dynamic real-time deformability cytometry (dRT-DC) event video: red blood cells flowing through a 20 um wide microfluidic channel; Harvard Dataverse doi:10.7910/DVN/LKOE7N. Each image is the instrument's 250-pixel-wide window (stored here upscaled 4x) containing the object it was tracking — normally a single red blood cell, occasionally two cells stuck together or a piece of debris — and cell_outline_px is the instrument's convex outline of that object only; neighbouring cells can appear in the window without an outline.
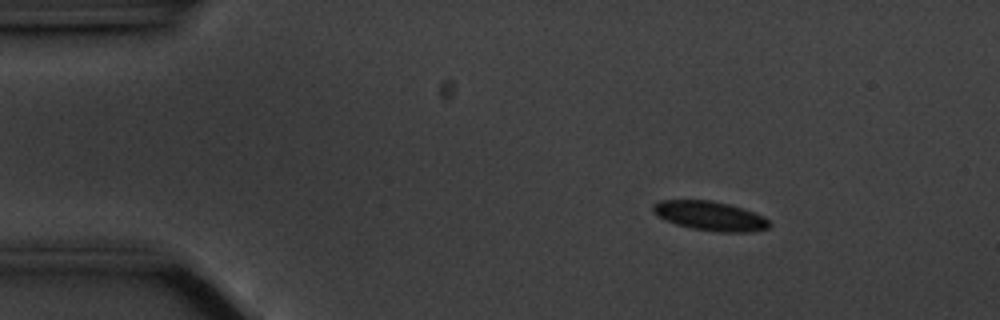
{"species": "common noctule bat (a hibernating species)", "species_latin": "Nyctalus noctula", "temperature_condition": "cold", "stored_images_in_passage": 50, "camera_frame_rate_fps": 3000, "um_per_image_px": 0.085, "animal": {"sex": "male", "body_mass_g": 20.1, "forearm_length_mm": 53.5}, "frame": {"image": 1, "passage_image": 1, "time_ms": 0.0, "image_size_px": [1000, 320], "cell_outline_px": [[772, 224], [768, 228], [748, 232], [720, 232], [692, 228], [676, 224], [652, 212], [652, 204], [660, 200], [712, 200], [728, 204], [764, 216]], "centroid_in_image_um": [60.36, 18.35], "position_along_channel_um": 24.6, "area_um2": 19.65}}
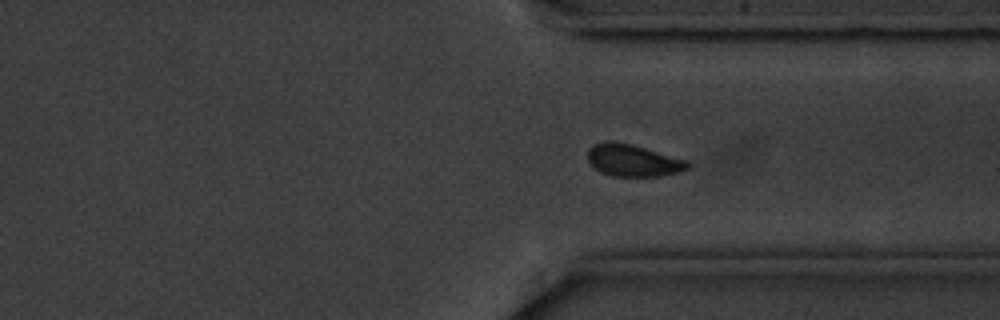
{"frame": {"image": 2, "passage_image": 35, "time_ms": 11.333, "image_size_px": [1000, 320], "cell_outline_px": [[692, 164], [688, 168], [676, 172], [660, 176], [612, 176], [600, 172], [588, 160], [588, 148], [592, 144], [608, 140], [612, 140], [644, 148], [688, 160]], "centroid_in_image_um": [53.79, 13.63], "position_along_channel_um": 357.6, "area_um2": 18.55}}
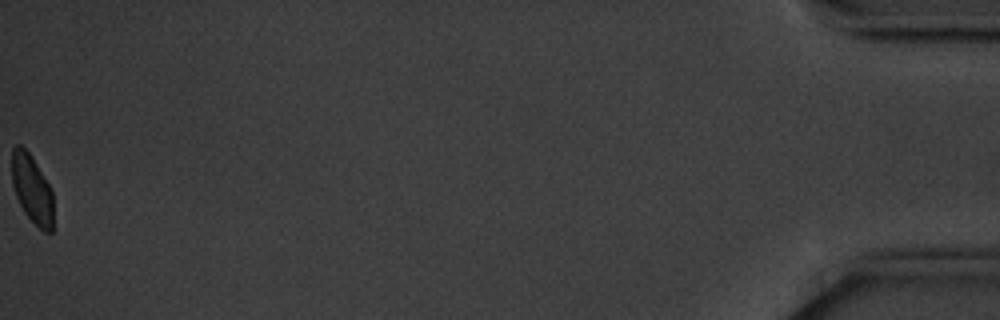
{"frame": {"image": 3, "passage_image": 50, "time_ms": 16.333, "image_size_px": [1000, 320], "cell_outline_px": [[52, 232], [44, 232], [24, 212], [16, 196], [12, 184], [12, 148], [16, 144], [20, 144], [28, 152], [52, 188]], "centroid_in_image_um": [2.71, 16.05], "position_along_channel_um": 432.5, "area_um2": 16.36}, "authors_computed_cell_mechanics": {"area_um2": 19.3052, "velocity_mm_per_s": 3.4994, "shape_relaxation_time_tau1_ms": 2.0666, "shape_relaxation_time_tau2_ms": null, "deformation_change_tau1": 0.0819, "deformation_change_tau2": null}}